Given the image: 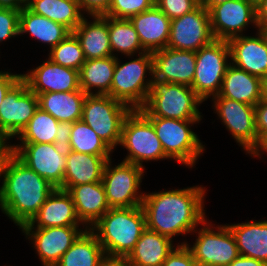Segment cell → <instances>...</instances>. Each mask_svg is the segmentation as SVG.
Listing matches in <instances>:
<instances>
[{
	"label": "cell",
	"mask_w": 267,
	"mask_h": 266,
	"mask_svg": "<svg viewBox=\"0 0 267 266\" xmlns=\"http://www.w3.org/2000/svg\"><path fill=\"white\" fill-rule=\"evenodd\" d=\"M206 188L202 185L183 189L144 192L141 207L146 228L174 240L175 236L190 235L207 218Z\"/></svg>",
	"instance_id": "1"
},
{
	"label": "cell",
	"mask_w": 267,
	"mask_h": 266,
	"mask_svg": "<svg viewBox=\"0 0 267 266\" xmlns=\"http://www.w3.org/2000/svg\"><path fill=\"white\" fill-rule=\"evenodd\" d=\"M0 181V209L19 230L32 220L55 189L11 151L1 161Z\"/></svg>",
	"instance_id": "2"
},
{
	"label": "cell",
	"mask_w": 267,
	"mask_h": 266,
	"mask_svg": "<svg viewBox=\"0 0 267 266\" xmlns=\"http://www.w3.org/2000/svg\"><path fill=\"white\" fill-rule=\"evenodd\" d=\"M97 237L106 257L127 258L146 230L141 206L110 208L89 228Z\"/></svg>",
	"instance_id": "3"
},
{
	"label": "cell",
	"mask_w": 267,
	"mask_h": 266,
	"mask_svg": "<svg viewBox=\"0 0 267 266\" xmlns=\"http://www.w3.org/2000/svg\"><path fill=\"white\" fill-rule=\"evenodd\" d=\"M132 57L125 63L116 58L110 96L132 110H139L145 106L149 97L153 80V58L150 52L138 54L137 58L134 55Z\"/></svg>",
	"instance_id": "4"
},
{
	"label": "cell",
	"mask_w": 267,
	"mask_h": 266,
	"mask_svg": "<svg viewBox=\"0 0 267 266\" xmlns=\"http://www.w3.org/2000/svg\"><path fill=\"white\" fill-rule=\"evenodd\" d=\"M202 103L190 86L153 79L147 102L139 111L145 117L202 120Z\"/></svg>",
	"instance_id": "5"
},
{
	"label": "cell",
	"mask_w": 267,
	"mask_h": 266,
	"mask_svg": "<svg viewBox=\"0 0 267 266\" xmlns=\"http://www.w3.org/2000/svg\"><path fill=\"white\" fill-rule=\"evenodd\" d=\"M162 143L165 155L188 168H194L199 157L206 150L205 145L191 129L201 120H178L161 117H146Z\"/></svg>",
	"instance_id": "6"
},
{
	"label": "cell",
	"mask_w": 267,
	"mask_h": 266,
	"mask_svg": "<svg viewBox=\"0 0 267 266\" xmlns=\"http://www.w3.org/2000/svg\"><path fill=\"white\" fill-rule=\"evenodd\" d=\"M206 218L201 228H196L192 233H196L195 242L190 245L187 241L178 243L185 245L192 253L196 264L201 266H228L239 256L235 238L225 225H217Z\"/></svg>",
	"instance_id": "7"
},
{
	"label": "cell",
	"mask_w": 267,
	"mask_h": 266,
	"mask_svg": "<svg viewBox=\"0 0 267 266\" xmlns=\"http://www.w3.org/2000/svg\"><path fill=\"white\" fill-rule=\"evenodd\" d=\"M131 111L129 106L109 95H86L81 120L115 151L124 120Z\"/></svg>",
	"instance_id": "8"
},
{
	"label": "cell",
	"mask_w": 267,
	"mask_h": 266,
	"mask_svg": "<svg viewBox=\"0 0 267 266\" xmlns=\"http://www.w3.org/2000/svg\"><path fill=\"white\" fill-rule=\"evenodd\" d=\"M119 146L127 150L124 162L142 168L143 162L169 160L153 124L139 110H132L125 118Z\"/></svg>",
	"instance_id": "9"
},
{
	"label": "cell",
	"mask_w": 267,
	"mask_h": 266,
	"mask_svg": "<svg viewBox=\"0 0 267 266\" xmlns=\"http://www.w3.org/2000/svg\"><path fill=\"white\" fill-rule=\"evenodd\" d=\"M230 64L228 41L214 39L196 52L195 76L191 88L203 102L219 94Z\"/></svg>",
	"instance_id": "10"
},
{
	"label": "cell",
	"mask_w": 267,
	"mask_h": 266,
	"mask_svg": "<svg viewBox=\"0 0 267 266\" xmlns=\"http://www.w3.org/2000/svg\"><path fill=\"white\" fill-rule=\"evenodd\" d=\"M112 159L106 162L102 183L110 208L141 206L144 194L141 192L145 168L121 161L112 166Z\"/></svg>",
	"instance_id": "11"
},
{
	"label": "cell",
	"mask_w": 267,
	"mask_h": 266,
	"mask_svg": "<svg viewBox=\"0 0 267 266\" xmlns=\"http://www.w3.org/2000/svg\"><path fill=\"white\" fill-rule=\"evenodd\" d=\"M9 151L55 188L63 186L66 151L59 149L55 143L10 142Z\"/></svg>",
	"instance_id": "12"
},
{
	"label": "cell",
	"mask_w": 267,
	"mask_h": 266,
	"mask_svg": "<svg viewBox=\"0 0 267 266\" xmlns=\"http://www.w3.org/2000/svg\"><path fill=\"white\" fill-rule=\"evenodd\" d=\"M38 108L37 95L21 78L5 95L0 106V136L10 143L29 123Z\"/></svg>",
	"instance_id": "13"
},
{
	"label": "cell",
	"mask_w": 267,
	"mask_h": 266,
	"mask_svg": "<svg viewBox=\"0 0 267 266\" xmlns=\"http://www.w3.org/2000/svg\"><path fill=\"white\" fill-rule=\"evenodd\" d=\"M213 113L220 118L221 124L231 134L233 139L246 155L258 142L255 106L231 100L228 98H211Z\"/></svg>",
	"instance_id": "14"
},
{
	"label": "cell",
	"mask_w": 267,
	"mask_h": 266,
	"mask_svg": "<svg viewBox=\"0 0 267 266\" xmlns=\"http://www.w3.org/2000/svg\"><path fill=\"white\" fill-rule=\"evenodd\" d=\"M209 16L215 39L229 41L242 36L250 25L259 30L256 6L247 0H229L213 6Z\"/></svg>",
	"instance_id": "15"
},
{
	"label": "cell",
	"mask_w": 267,
	"mask_h": 266,
	"mask_svg": "<svg viewBox=\"0 0 267 266\" xmlns=\"http://www.w3.org/2000/svg\"><path fill=\"white\" fill-rule=\"evenodd\" d=\"M214 39L209 11L200 4L192 12L171 20L167 47L197 52Z\"/></svg>",
	"instance_id": "16"
},
{
	"label": "cell",
	"mask_w": 267,
	"mask_h": 266,
	"mask_svg": "<svg viewBox=\"0 0 267 266\" xmlns=\"http://www.w3.org/2000/svg\"><path fill=\"white\" fill-rule=\"evenodd\" d=\"M80 228V229H79ZM26 239L33 244L43 266H55L63 254L88 228L63 226L49 228H20Z\"/></svg>",
	"instance_id": "17"
},
{
	"label": "cell",
	"mask_w": 267,
	"mask_h": 266,
	"mask_svg": "<svg viewBox=\"0 0 267 266\" xmlns=\"http://www.w3.org/2000/svg\"><path fill=\"white\" fill-rule=\"evenodd\" d=\"M22 79L36 95L81 90L79 71L58 65L49 58L41 65L23 73Z\"/></svg>",
	"instance_id": "18"
},
{
	"label": "cell",
	"mask_w": 267,
	"mask_h": 266,
	"mask_svg": "<svg viewBox=\"0 0 267 266\" xmlns=\"http://www.w3.org/2000/svg\"><path fill=\"white\" fill-rule=\"evenodd\" d=\"M151 54L153 79L191 87L195 76L196 52L166 47Z\"/></svg>",
	"instance_id": "19"
},
{
	"label": "cell",
	"mask_w": 267,
	"mask_h": 266,
	"mask_svg": "<svg viewBox=\"0 0 267 266\" xmlns=\"http://www.w3.org/2000/svg\"><path fill=\"white\" fill-rule=\"evenodd\" d=\"M228 43L234 66L261 79L267 77V40L260 29L255 36L244 34Z\"/></svg>",
	"instance_id": "20"
},
{
	"label": "cell",
	"mask_w": 267,
	"mask_h": 266,
	"mask_svg": "<svg viewBox=\"0 0 267 266\" xmlns=\"http://www.w3.org/2000/svg\"><path fill=\"white\" fill-rule=\"evenodd\" d=\"M83 225V226H81ZM86 227L78 218L71 195L55 188L32 220L21 228Z\"/></svg>",
	"instance_id": "21"
},
{
	"label": "cell",
	"mask_w": 267,
	"mask_h": 266,
	"mask_svg": "<svg viewBox=\"0 0 267 266\" xmlns=\"http://www.w3.org/2000/svg\"><path fill=\"white\" fill-rule=\"evenodd\" d=\"M129 20L137 31L140 43L146 52L153 53L167 47L171 19L156 5L132 16Z\"/></svg>",
	"instance_id": "22"
},
{
	"label": "cell",
	"mask_w": 267,
	"mask_h": 266,
	"mask_svg": "<svg viewBox=\"0 0 267 266\" xmlns=\"http://www.w3.org/2000/svg\"><path fill=\"white\" fill-rule=\"evenodd\" d=\"M86 17L93 20L88 21ZM72 33L79 40L86 60L113 56L107 16L85 15Z\"/></svg>",
	"instance_id": "23"
},
{
	"label": "cell",
	"mask_w": 267,
	"mask_h": 266,
	"mask_svg": "<svg viewBox=\"0 0 267 266\" xmlns=\"http://www.w3.org/2000/svg\"><path fill=\"white\" fill-rule=\"evenodd\" d=\"M111 158L66 151V169L60 189L68 191L72 186L102 181L104 167Z\"/></svg>",
	"instance_id": "24"
},
{
	"label": "cell",
	"mask_w": 267,
	"mask_h": 266,
	"mask_svg": "<svg viewBox=\"0 0 267 266\" xmlns=\"http://www.w3.org/2000/svg\"><path fill=\"white\" fill-rule=\"evenodd\" d=\"M67 192L78 218L88 229L110 209L102 181L72 186Z\"/></svg>",
	"instance_id": "25"
},
{
	"label": "cell",
	"mask_w": 267,
	"mask_h": 266,
	"mask_svg": "<svg viewBox=\"0 0 267 266\" xmlns=\"http://www.w3.org/2000/svg\"><path fill=\"white\" fill-rule=\"evenodd\" d=\"M262 79L234 66H228L220 92L211 98H228L255 106L261 100Z\"/></svg>",
	"instance_id": "26"
},
{
	"label": "cell",
	"mask_w": 267,
	"mask_h": 266,
	"mask_svg": "<svg viewBox=\"0 0 267 266\" xmlns=\"http://www.w3.org/2000/svg\"><path fill=\"white\" fill-rule=\"evenodd\" d=\"M173 242L171 238L146 228L126 261L129 266H162L178 245Z\"/></svg>",
	"instance_id": "27"
},
{
	"label": "cell",
	"mask_w": 267,
	"mask_h": 266,
	"mask_svg": "<svg viewBox=\"0 0 267 266\" xmlns=\"http://www.w3.org/2000/svg\"><path fill=\"white\" fill-rule=\"evenodd\" d=\"M240 256L254 258L267 264V220L227 224Z\"/></svg>",
	"instance_id": "28"
},
{
	"label": "cell",
	"mask_w": 267,
	"mask_h": 266,
	"mask_svg": "<svg viewBox=\"0 0 267 266\" xmlns=\"http://www.w3.org/2000/svg\"><path fill=\"white\" fill-rule=\"evenodd\" d=\"M38 106L59 122L73 123L82 118L86 94L82 90L37 95Z\"/></svg>",
	"instance_id": "29"
},
{
	"label": "cell",
	"mask_w": 267,
	"mask_h": 266,
	"mask_svg": "<svg viewBox=\"0 0 267 266\" xmlns=\"http://www.w3.org/2000/svg\"><path fill=\"white\" fill-rule=\"evenodd\" d=\"M70 33L71 31L64 25L44 16L37 15L27 7L20 11L19 36L29 34L37 42L47 44L50 50L64 40Z\"/></svg>",
	"instance_id": "30"
},
{
	"label": "cell",
	"mask_w": 267,
	"mask_h": 266,
	"mask_svg": "<svg viewBox=\"0 0 267 266\" xmlns=\"http://www.w3.org/2000/svg\"><path fill=\"white\" fill-rule=\"evenodd\" d=\"M115 63L114 56L85 60L79 71L80 89L86 95L110 96Z\"/></svg>",
	"instance_id": "31"
},
{
	"label": "cell",
	"mask_w": 267,
	"mask_h": 266,
	"mask_svg": "<svg viewBox=\"0 0 267 266\" xmlns=\"http://www.w3.org/2000/svg\"><path fill=\"white\" fill-rule=\"evenodd\" d=\"M26 7L37 15L64 25L71 32L85 16L77 0H28Z\"/></svg>",
	"instance_id": "32"
},
{
	"label": "cell",
	"mask_w": 267,
	"mask_h": 266,
	"mask_svg": "<svg viewBox=\"0 0 267 266\" xmlns=\"http://www.w3.org/2000/svg\"><path fill=\"white\" fill-rule=\"evenodd\" d=\"M106 255L96 235L85 230L55 266H99Z\"/></svg>",
	"instance_id": "33"
},
{
	"label": "cell",
	"mask_w": 267,
	"mask_h": 266,
	"mask_svg": "<svg viewBox=\"0 0 267 266\" xmlns=\"http://www.w3.org/2000/svg\"><path fill=\"white\" fill-rule=\"evenodd\" d=\"M109 41L112 55L118 58L121 53L127 58L146 52L139 40L138 33L129 19L108 17ZM116 52V53H115ZM118 52V53H117ZM136 54V55H135Z\"/></svg>",
	"instance_id": "34"
},
{
	"label": "cell",
	"mask_w": 267,
	"mask_h": 266,
	"mask_svg": "<svg viewBox=\"0 0 267 266\" xmlns=\"http://www.w3.org/2000/svg\"><path fill=\"white\" fill-rule=\"evenodd\" d=\"M58 124L59 121L49 113L38 108L15 138L20 141L18 143H55Z\"/></svg>",
	"instance_id": "35"
},
{
	"label": "cell",
	"mask_w": 267,
	"mask_h": 266,
	"mask_svg": "<svg viewBox=\"0 0 267 266\" xmlns=\"http://www.w3.org/2000/svg\"><path fill=\"white\" fill-rule=\"evenodd\" d=\"M70 150L97 156H112L114 152L100 137L82 120L72 123L69 140Z\"/></svg>",
	"instance_id": "36"
},
{
	"label": "cell",
	"mask_w": 267,
	"mask_h": 266,
	"mask_svg": "<svg viewBox=\"0 0 267 266\" xmlns=\"http://www.w3.org/2000/svg\"><path fill=\"white\" fill-rule=\"evenodd\" d=\"M48 58L61 66L80 71L85 57L79 40L71 32L64 40L49 50Z\"/></svg>",
	"instance_id": "37"
},
{
	"label": "cell",
	"mask_w": 267,
	"mask_h": 266,
	"mask_svg": "<svg viewBox=\"0 0 267 266\" xmlns=\"http://www.w3.org/2000/svg\"><path fill=\"white\" fill-rule=\"evenodd\" d=\"M154 5L155 0H113L104 16L130 19L132 16L151 9Z\"/></svg>",
	"instance_id": "38"
},
{
	"label": "cell",
	"mask_w": 267,
	"mask_h": 266,
	"mask_svg": "<svg viewBox=\"0 0 267 266\" xmlns=\"http://www.w3.org/2000/svg\"><path fill=\"white\" fill-rule=\"evenodd\" d=\"M200 0H155V5L171 20L195 10Z\"/></svg>",
	"instance_id": "39"
},
{
	"label": "cell",
	"mask_w": 267,
	"mask_h": 266,
	"mask_svg": "<svg viewBox=\"0 0 267 266\" xmlns=\"http://www.w3.org/2000/svg\"><path fill=\"white\" fill-rule=\"evenodd\" d=\"M19 14L14 9L0 8V43L19 36Z\"/></svg>",
	"instance_id": "40"
},
{
	"label": "cell",
	"mask_w": 267,
	"mask_h": 266,
	"mask_svg": "<svg viewBox=\"0 0 267 266\" xmlns=\"http://www.w3.org/2000/svg\"><path fill=\"white\" fill-rule=\"evenodd\" d=\"M162 266H197L192 253L185 245H177Z\"/></svg>",
	"instance_id": "41"
},
{
	"label": "cell",
	"mask_w": 267,
	"mask_h": 266,
	"mask_svg": "<svg viewBox=\"0 0 267 266\" xmlns=\"http://www.w3.org/2000/svg\"><path fill=\"white\" fill-rule=\"evenodd\" d=\"M81 11L87 15H104L113 0H77Z\"/></svg>",
	"instance_id": "42"
},
{
	"label": "cell",
	"mask_w": 267,
	"mask_h": 266,
	"mask_svg": "<svg viewBox=\"0 0 267 266\" xmlns=\"http://www.w3.org/2000/svg\"><path fill=\"white\" fill-rule=\"evenodd\" d=\"M22 78V74L11 73L10 69L0 70V106L9 90Z\"/></svg>",
	"instance_id": "43"
},
{
	"label": "cell",
	"mask_w": 267,
	"mask_h": 266,
	"mask_svg": "<svg viewBox=\"0 0 267 266\" xmlns=\"http://www.w3.org/2000/svg\"><path fill=\"white\" fill-rule=\"evenodd\" d=\"M72 131V123L69 122H59L58 131L55 137V144L59 149L64 151L70 150V136Z\"/></svg>",
	"instance_id": "44"
},
{
	"label": "cell",
	"mask_w": 267,
	"mask_h": 266,
	"mask_svg": "<svg viewBox=\"0 0 267 266\" xmlns=\"http://www.w3.org/2000/svg\"><path fill=\"white\" fill-rule=\"evenodd\" d=\"M256 130L258 138L267 132V101L260 100L255 105Z\"/></svg>",
	"instance_id": "45"
},
{
	"label": "cell",
	"mask_w": 267,
	"mask_h": 266,
	"mask_svg": "<svg viewBox=\"0 0 267 266\" xmlns=\"http://www.w3.org/2000/svg\"><path fill=\"white\" fill-rule=\"evenodd\" d=\"M266 152L267 154V132L263 133L256 144V146L251 150L249 155L253 158L254 157H259L261 158L264 153Z\"/></svg>",
	"instance_id": "46"
},
{
	"label": "cell",
	"mask_w": 267,
	"mask_h": 266,
	"mask_svg": "<svg viewBox=\"0 0 267 266\" xmlns=\"http://www.w3.org/2000/svg\"><path fill=\"white\" fill-rule=\"evenodd\" d=\"M228 266H267V264L254 258H248L239 255Z\"/></svg>",
	"instance_id": "47"
},
{
	"label": "cell",
	"mask_w": 267,
	"mask_h": 266,
	"mask_svg": "<svg viewBox=\"0 0 267 266\" xmlns=\"http://www.w3.org/2000/svg\"><path fill=\"white\" fill-rule=\"evenodd\" d=\"M256 18L259 27L267 26V0L256 5Z\"/></svg>",
	"instance_id": "48"
},
{
	"label": "cell",
	"mask_w": 267,
	"mask_h": 266,
	"mask_svg": "<svg viewBox=\"0 0 267 266\" xmlns=\"http://www.w3.org/2000/svg\"><path fill=\"white\" fill-rule=\"evenodd\" d=\"M26 7L25 0H0V8L21 11Z\"/></svg>",
	"instance_id": "49"
},
{
	"label": "cell",
	"mask_w": 267,
	"mask_h": 266,
	"mask_svg": "<svg viewBox=\"0 0 267 266\" xmlns=\"http://www.w3.org/2000/svg\"><path fill=\"white\" fill-rule=\"evenodd\" d=\"M99 266H129L126 258L105 257Z\"/></svg>",
	"instance_id": "50"
},
{
	"label": "cell",
	"mask_w": 267,
	"mask_h": 266,
	"mask_svg": "<svg viewBox=\"0 0 267 266\" xmlns=\"http://www.w3.org/2000/svg\"><path fill=\"white\" fill-rule=\"evenodd\" d=\"M229 0H201V4L209 11L213 6L222 4Z\"/></svg>",
	"instance_id": "51"
},
{
	"label": "cell",
	"mask_w": 267,
	"mask_h": 266,
	"mask_svg": "<svg viewBox=\"0 0 267 266\" xmlns=\"http://www.w3.org/2000/svg\"><path fill=\"white\" fill-rule=\"evenodd\" d=\"M9 151V144L0 136V164L4 155Z\"/></svg>",
	"instance_id": "52"
},
{
	"label": "cell",
	"mask_w": 267,
	"mask_h": 266,
	"mask_svg": "<svg viewBox=\"0 0 267 266\" xmlns=\"http://www.w3.org/2000/svg\"><path fill=\"white\" fill-rule=\"evenodd\" d=\"M261 100L267 101V77L262 78Z\"/></svg>",
	"instance_id": "53"
},
{
	"label": "cell",
	"mask_w": 267,
	"mask_h": 266,
	"mask_svg": "<svg viewBox=\"0 0 267 266\" xmlns=\"http://www.w3.org/2000/svg\"><path fill=\"white\" fill-rule=\"evenodd\" d=\"M259 29L262 31V33L264 34L266 40H267V26L265 27H259Z\"/></svg>",
	"instance_id": "54"
},
{
	"label": "cell",
	"mask_w": 267,
	"mask_h": 266,
	"mask_svg": "<svg viewBox=\"0 0 267 266\" xmlns=\"http://www.w3.org/2000/svg\"><path fill=\"white\" fill-rule=\"evenodd\" d=\"M249 2H251L252 4H254L255 6L258 5L262 0H247Z\"/></svg>",
	"instance_id": "55"
}]
</instances>
